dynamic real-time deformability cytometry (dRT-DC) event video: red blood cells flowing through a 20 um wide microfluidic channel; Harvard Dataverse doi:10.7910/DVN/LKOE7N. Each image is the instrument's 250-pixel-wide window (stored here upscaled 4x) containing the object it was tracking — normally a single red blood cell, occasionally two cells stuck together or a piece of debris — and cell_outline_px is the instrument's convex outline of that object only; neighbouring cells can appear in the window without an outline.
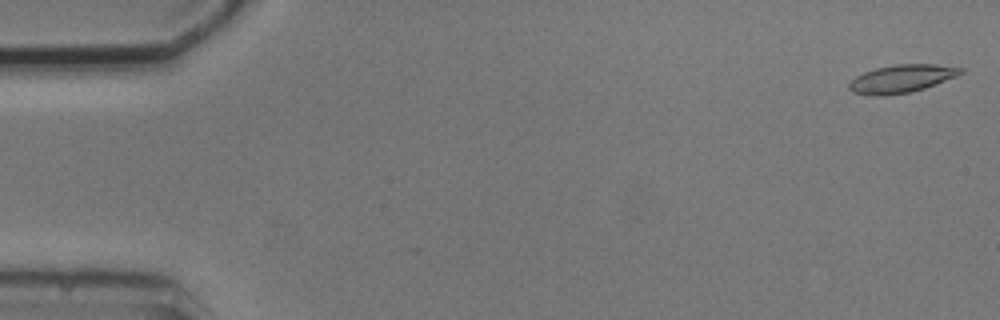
{"species": "common noctule bat (a hibernating species)", "species_latin": "Nyctalus noctula", "temperature_condition": "cold", "stored_images_in_passage": 5, "camera_frame_rate_fps": 3000, "um_per_image_px": 0.085, "animal": {"sex": "male", "body_mass_g": 20.5, "forearm_length_mm": 52.5}, "frame": {"image": 1, "passage_image": 1, "time_ms": 0.0, "image_size_px": [1000, 320], "cell_outline_px": [[964, 72], [956, 76], [924, 88], [908, 92], [884, 96], [872, 96], [852, 92], [848, 88], [848, 84], [856, 76], [864, 72], [876, 68], [896, 64], [936, 64], [964, 68]], "centroid_in_image_um": [76.61, 6.69], "position_along_channel_um": 8.4, "area_um2": 18.09}}
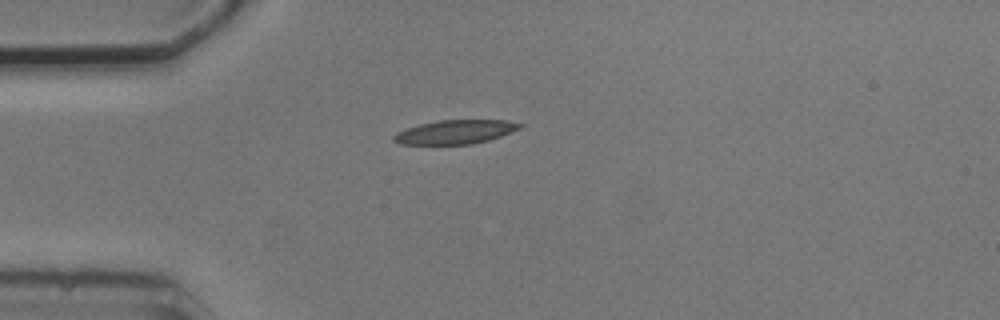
{"frame": {"image": 2, "passage_image": 5, "time_ms": 4.333, "image_size_px": [1000, 320], "cell_outline_px": [[524, 128], [488, 140], [472, 144], [400, 144], [392, 140], [392, 136], [396, 132], [420, 124], [436, 120], [504, 120], [524, 124]], "centroid_in_image_um": [38.72, 11.21], "position_along_channel_um": 46.3, "area_um2": 17.63}}